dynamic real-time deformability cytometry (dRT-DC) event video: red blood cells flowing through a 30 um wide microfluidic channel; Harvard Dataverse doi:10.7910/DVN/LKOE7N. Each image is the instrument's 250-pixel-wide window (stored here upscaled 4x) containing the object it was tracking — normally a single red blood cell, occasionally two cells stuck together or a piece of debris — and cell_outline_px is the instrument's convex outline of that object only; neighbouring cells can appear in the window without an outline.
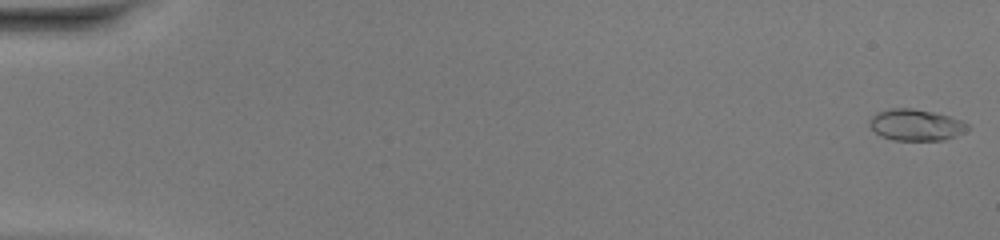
{"species": "common noctule bat (a hibernating species)", "species_latin": "Nyctalus noctula", "temperature_condition": "warm", "stored_images_in_passage": 50, "camera_frame_rate_fps": 3000, "um_per_image_px": 0.085, "animal": {"sex": "female", "body_mass_g": 20.0, "forearm_length_mm": 54.0}, "frame": {"image": 1, "passage_image": 1, "time_ms": 0.0, "image_size_px": [1000, 240], "cell_outline_px": [[968, 128], [964, 132], [956, 136], [944, 140], [892, 140], [880, 136], [872, 128], [868, 120], [876, 112], [892, 108], [912, 108], [936, 112], [960, 120], [968, 124]], "centroid_in_image_um": [77.83, 10.61], "position_along_channel_um": 7.2, "area_um2": 17.98}}
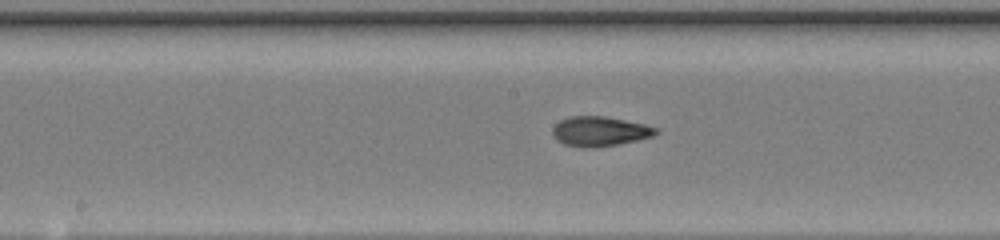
{"frame": {"image": 2, "passage_image": 27, "time_ms": 8.667, "image_size_px": [1000, 240], "cell_outline_px": [[660, 132], [652, 136], [636, 140], [616, 144], [584, 148], [580, 148], [564, 144], [556, 140], [552, 136], [552, 128], [560, 120], [568, 116], [604, 116], [644, 124], [660, 128]], "centroid_in_image_um": [50.95, 11.15], "position_along_channel_um": 197.2, "area_um2": 17.92}}
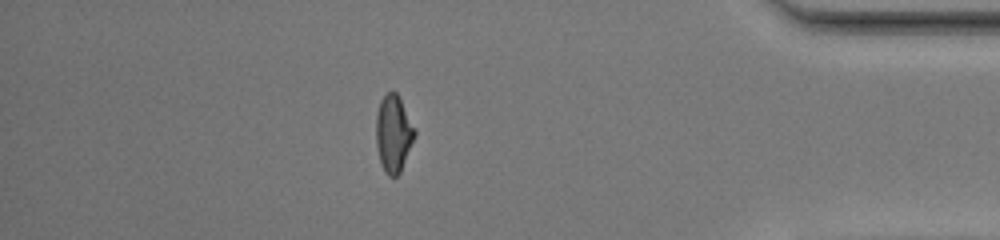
{"frame": {"image": 3, "passage_image": 44, "time_ms": 14.333, "image_size_px": [1000, 240], "cell_outline_px": [[416, 132], [400, 172], [396, 176], [388, 176], [384, 172], [380, 164], [376, 144], [376, 112], [380, 100], [388, 92], [396, 92]], "centroid_in_image_um": [33.4, 11.38], "position_along_channel_um": 401.8, "area_um2": 16.99}, "authors_computed_cell_mechanics": {"area_um2": 17.34, "velocity_mm_per_s": 4.2217, "shape_relaxation_time_tau1_ms": 6.6361, "shape_relaxation_time_tau2_ms": 1.3349, "deformation_change_tau1": 0.2505, "deformation_change_tau2": 0.0796}}